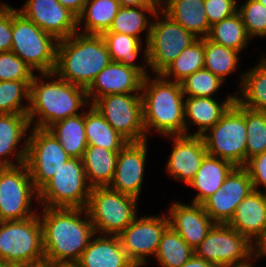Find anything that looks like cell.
I'll list each match as a JSON object with an SVG mask.
<instances>
[{"label":"cell","mask_w":266,"mask_h":267,"mask_svg":"<svg viewBox=\"0 0 266 267\" xmlns=\"http://www.w3.org/2000/svg\"><path fill=\"white\" fill-rule=\"evenodd\" d=\"M238 12L250 38L266 36V7L263 4L257 0H247Z\"/></svg>","instance_id":"42"},{"label":"cell","mask_w":266,"mask_h":267,"mask_svg":"<svg viewBox=\"0 0 266 267\" xmlns=\"http://www.w3.org/2000/svg\"><path fill=\"white\" fill-rule=\"evenodd\" d=\"M158 9V6H120L109 30L105 32L127 34L140 39L139 34L146 30L148 32H146L147 44L151 30V22L148 21V16L145 13L148 12V14L150 13V15L154 16Z\"/></svg>","instance_id":"32"},{"label":"cell","mask_w":266,"mask_h":267,"mask_svg":"<svg viewBox=\"0 0 266 267\" xmlns=\"http://www.w3.org/2000/svg\"><path fill=\"white\" fill-rule=\"evenodd\" d=\"M144 76L136 69L111 61L86 90L89 104L109 94L141 92ZM92 101V102H91Z\"/></svg>","instance_id":"18"},{"label":"cell","mask_w":266,"mask_h":267,"mask_svg":"<svg viewBox=\"0 0 266 267\" xmlns=\"http://www.w3.org/2000/svg\"><path fill=\"white\" fill-rule=\"evenodd\" d=\"M244 168L249 173L254 190L259 191L257 187L260 185L266 189V151L250 158Z\"/></svg>","instance_id":"46"},{"label":"cell","mask_w":266,"mask_h":267,"mask_svg":"<svg viewBox=\"0 0 266 267\" xmlns=\"http://www.w3.org/2000/svg\"><path fill=\"white\" fill-rule=\"evenodd\" d=\"M234 168L235 166L229 161L207 154L188 185L196 189L197 192L199 191L191 202L202 204L221 188L225 178Z\"/></svg>","instance_id":"25"},{"label":"cell","mask_w":266,"mask_h":267,"mask_svg":"<svg viewBox=\"0 0 266 267\" xmlns=\"http://www.w3.org/2000/svg\"><path fill=\"white\" fill-rule=\"evenodd\" d=\"M221 188L231 197H247L254 190L249 173L244 167H235L225 178Z\"/></svg>","instance_id":"44"},{"label":"cell","mask_w":266,"mask_h":267,"mask_svg":"<svg viewBox=\"0 0 266 267\" xmlns=\"http://www.w3.org/2000/svg\"><path fill=\"white\" fill-rule=\"evenodd\" d=\"M85 132L88 145L120 151L128 143L93 105L85 112Z\"/></svg>","instance_id":"31"},{"label":"cell","mask_w":266,"mask_h":267,"mask_svg":"<svg viewBox=\"0 0 266 267\" xmlns=\"http://www.w3.org/2000/svg\"><path fill=\"white\" fill-rule=\"evenodd\" d=\"M156 76L154 80L148 75L144 77L141 88L146 138L151 128H155L161 136L184 135L185 96L182 85L172 79H165L161 74Z\"/></svg>","instance_id":"4"},{"label":"cell","mask_w":266,"mask_h":267,"mask_svg":"<svg viewBox=\"0 0 266 267\" xmlns=\"http://www.w3.org/2000/svg\"><path fill=\"white\" fill-rule=\"evenodd\" d=\"M38 199L26 163L0 167V221L23 220L35 216L32 198Z\"/></svg>","instance_id":"12"},{"label":"cell","mask_w":266,"mask_h":267,"mask_svg":"<svg viewBox=\"0 0 266 267\" xmlns=\"http://www.w3.org/2000/svg\"><path fill=\"white\" fill-rule=\"evenodd\" d=\"M119 151L88 145L82 157L87 182L91 188L109 186L114 178Z\"/></svg>","instance_id":"27"},{"label":"cell","mask_w":266,"mask_h":267,"mask_svg":"<svg viewBox=\"0 0 266 267\" xmlns=\"http://www.w3.org/2000/svg\"><path fill=\"white\" fill-rule=\"evenodd\" d=\"M228 225L259 246L266 238V205L261 190H253L244 198Z\"/></svg>","instance_id":"21"},{"label":"cell","mask_w":266,"mask_h":267,"mask_svg":"<svg viewBox=\"0 0 266 267\" xmlns=\"http://www.w3.org/2000/svg\"><path fill=\"white\" fill-rule=\"evenodd\" d=\"M236 96L229 95L225 101L218 103L213 98L207 97H186L184 100L185 112V129L186 135L202 136L210 128H212L227 112V110L235 103ZM188 118V119H187ZM187 119V120H186ZM190 124L199 126L197 132L189 134L187 128Z\"/></svg>","instance_id":"23"},{"label":"cell","mask_w":266,"mask_h":267,"mask_svg":"<svg viewBox=\"0 0 266 267\" xmlns=\"http://www.w3.org/2000/svg\"><path fill=\"white\" fill-rule=\"evenodd\" d=\"M33 70L14 52H0V81H32Z\"/></svg>","instance_id":"43"},{"label":"cell","mask_w":266,"mask_h":267,"mask_svg":"<svg viewBox=\"0 0 266 267\" xmlns=\"http://www.w3.org/2000/svg\"><path fill=\"white\" fill-rule=\"evenodd\" d=\"M6 6H7V4H5V3H1V4H0V11L3 10Z\"/></svg>","instance_id":"56"},{"label":"cell","mask_w":266,"mask_h":267,"mask_svg":"<svg viewBox=\"0 0 266 267\" xmlns=\"http://www.w3.org/2000/svg\"><path fill=\"white\" fill-rule=\"evenodd\" d=\"M260 60L255 68L241 75L240 97L235 95V101L248 109L266 112V58Z\"/></svg>","instance_id":"29"},{"label":"cell","mask_w":266,"mask_h":267,"mask_svg":"<svg viewBox=\"0 0 266 267\" xmlns=\"http://www.w3.org/2000/svg\"><path fill=\"white\" fill-rule=\"evenodd\" d=\"M12 47V7L0 11V52L11 51Z\"/></svg>","instance_id":"47"},{"label":"cell","mask_w":266,"mask_h":267,"mask_svg":"<svg viewBox=\"0 0 266 267\" xmlns=\"http://www.w3.org/2000/svg\"><path fill=\"white\" fill-rule=\"evenodd\" d=\"M0 262L27 266L45 262L39 215L0 221Z\"/></svg>","instance_id":"6"},{"label":"cell","mask_w":266,"mask_h":267,"mask_svg":"<svg viewBox=\"0 0 266 267\" xmlns=\"http://www.w3.org/2000/svg\"><path fill=\"white\" fill-rule=\"evenodd\" d=\"M206 38L238 52H241L250 40L239 12L211 25Z\"/></svg>","instance_id":"34"},{"label":"cell","mask_w":266,"mask_h":267,"mask_svg":"<svg viewBox=\"0 0 266 267\" xmlns=\"http://www.w3.org/2000/svg\"><path fill=\"white\" fill-rule=\"evenodd\" d=\"M28 267H54V265L44 262V263H41V264L31 265V266H28Z\"/></svg>","instance_id":"54"},{"label":"cell","mask_w":266,"mask_h":267,"mask_svg":"<svg viewBox=\"0 0 266 267\" xmlns=\"http://www.w3.org/2000/svg\"><path fill=\"white\" fill-rule=\"evenodd\" d=\"M58 40L12 7L11 51L33 71L53 73L56 66Z\"/></svg>","instance_id":"5"},{"label":"cell","mask_w":266,"mask_h":267,"mask_svg":"<svg viewBox=\"0 0 266 267\" xmlns=\"http://www.w3.org/2000/svg\"><path fill=\"white\" fill-rule=\"evenodd\" d=\"M52 76L56 79L53 78L50 82L42 79ZM86 103H89L86 89L71 84L54 73L41 74L39 77L34 75L30 84L27 113L30 126L35 122L34 128L48 129L58 121L80 114L77 110L87 106Z\"/></svg>","instance_id":"2"},{"label":"cell","mask_w":266,"mask_h":267,"mask_svg":"<svg viewBox=\"0 0 266 267\" xmlns=\"http://www.w3.org/2000/svg\"><path fill=\"white\" fill-rule=\"evenodd\" d=\"M83 213L86 219L80 218ZM40 215L45 262H77L95 235L86 208L43 207Z\"/></svg>","instance_id":"1"},{"label":"cell","mask_w":266,"mask_h":267,"mask_svg":"<svg viewBox=\"0 0 266 267\" xmlns=\"http://www.w3.org/2000/svg\"><path fill=\"white\" fill-rule=\"evenodd\" d=\"M160 8L154 16L163 20L151 23V30L144 50L145 66L150 67L154 74H161L177 56L197 37L184 29L180 24L168 16L163 10L160 16ZM163 15V16H162Z\"/></svg>","instance_id":"10"},{"label":"cell","mask_w":266,"mask_h":267,"mask_svg":"<svg viewBox=\"0 0 266 267\" xmlns=\"http://www.w3.org/2000/svg\"><path fill=\"white\" fill-rule=\"evenodd\" d=\"M128 142L146 140L142 98L139 94H109L92 104Z\"/></svg>","instance_id":"14"},{"label":"cell","mask_w":266,"mask_h":267,"mask_svg":"<svg viewBox=\"0 0 266 267\" xmlns=\"http://www.w3.org/2000/svg\"><path fill=\"white\" fill-rule=\"evenodd\" d=\"M236 0H204L208 22L213 25L238 12Z\"/></svg>","instance_id":"45"},{"label":"cell","mask_w":266,"mask_h":267,"mask_svg":"<svg viewBox=\"0 0 266 267\" xmlns=\"http://www.w3.org/2000/svg\"><path fill=\"white\" fill-rule=\"evenodd\" d=\"M0 267H28L27 265H23L21 263H5L0 262Z\"/></svg>","instance_id":"52"},{"label":"cell","mask_w":266,"mask_h":267,"mask_svg":"<svg viewBox=\"0 0 266 267\" xmlns=\"http://www.w3.org/2000/svg\"><path fill=\"white\" fill-rule=\"evenodd\" d=\"M18 11L58 41L78 32L77 17L58 0H27Z\"/></svg>","instance_id":"16"},{"label":"cell","mask_w":266,"mask_h":267,"mask_svg":"<svg viewBox=\"0 0 266 267\" xmlns=\"http://www.w3.org/2000/svg\"><path fill=\"white\" fill-rule=\"evenodd\" d=\"M266 7V0H257Z\"/></svg>","instance_id":"57"},{"label":"cell","mask_w":266,"mask_h":267,"mask_svg":"<svg viewBox=\"0 0 266 267\" xmlns=\"http://www.w3.org/2000/svg\"><path fill=\"white\" fill-rule=\"evenodd\" d=\"M48 130L53 133L65 152L71 158L82 159L88 146L85 132V112L67 117L51 125Z\"/></svg>","instance_id":"28"},{"label":"cell","mask_w":266,"mask_h":267,"mask_svg":"<svg viewBox=\"0 0 266 267\" xmlns=\"http://www.w3.org/2000/svg\"><path fill=\"white\" fill-rule=\"evenodd\" d=\"M166 137L174 140L166 171L189 185L208 154L203 137L186 134Z\"/></svg>","instance_id":"19"},{"label":"cell","mask_w":266,"mask_h":267,"mask_svg":"<svg viewBox=\"0 0 266 267\" xmlns=\"http://www.w3.org/2000/svg\"><path fill=\"white\" fill-rule=\"evenodd\" d=\"M169 216V225L194 250L215 224L202 204L198 203H174L170 207Z\"/></svg>","instance_id":"20"},{"label":"cell","mask_w":266,"mask_h":267,"mask_svg":"<svg viewBox=\"0 0 266 267\" xmlns=\"http://www.w3.org/2000/svg\"><path fill=\"white\" fill-rule=\"evenodd\" d=\"M70 158L48 129L34 128L27 137L26 165L39 191Z\"/></svg>","instance_id":"13"},{"label":"cell","mask_w":266,"mask_h":267,"mask_svg":"<svg viewBox=\"0 0 266 267\" xmlns=\"http://www.w3.org/2000/svg\"><path fill=\"white\" fill-rule=\"evenodd\" d=\"M146 143L147 140L128 142L118 152L111 189L139 198L148 149Z\"/></svg>","instance_id":"17"},{"label":"cell","mask_w":266,"mask_h":267,"mask_svg":"<svg viewBox=\"0 0 266 267\" xmlns=\"http://www.w3.org/2000/svg\"><path fill=\"white\" fill-rule=\"evenodd\" d=\"M120 4L118 0H87L83 11L77 17V28L85 19L82 34L101 35L108 31L117 15Z\"/></svg>","instance_id":"30"},{"label":"cell","mask_w":266,"mask_h":267,"mask_svg":"<svg viewBox=\"0 0 266 267\" xmlns=\"http://www.w3.org/2000/svg\"><path fill=\"white\" fill-rule=\"evenodd\" d=\"M194 254L218 267H248L257 247L228 224L215 223Z\"/></svg>","instance_id":"8"},{"label":"cell","mask_w":266,"mask_h":267,"mask_svg":"<svg viewBox=\"0 0 266 267\" xmlns=\"http://www.w3.org/2000/svg\"><path fill=\"white\" fill-rule=\"evenodd\" d=\"M137 200L109 186L91 188L86 210L95 234L118 236L137 217Z\"/></svg>","instance_id":"7"},{"label":"cell","mask_w":266,"mask_h":267,"mask_svg":"<svg viewBox=\"0 0 266 267\" xmlns=\"http://www.w3.org/2000/svg\"><path fill=\"white\" fill-rule=\"evenodd\" d=\"M181 267H218L212 263L205 261L204 259L197 257L195 254L185 262Z\"/></svg>","instance_id":"49"},{"label":"cell","mask_w":266,"mask_h":267,"mask_svg":"<svg viewBox=\"0 0 266 267\" xmlns=\"http://www.w3.org/2000/svg\"><path fill=\"white\" fill-rule=\"evenodd\" d=\"M91 237L77 263L82 267H136L128 258L117 235Z\"/></svg>","instance_id":"22"},{"label":"cell","mask_w":266,"mask_h":267,"mask_svg":"<svg viewBox=\"0 0 266 267\" xmlns=\"http://www.w3.org/2000/svg\"><path fill=\"white\" fill-rule=\"evenodd\" d=\"M246 162L266 151V112L245 107Z\"/></svg>","instance_id":"39"},{"label":"cell","mask_w":266,"mask_h":267,"mask_svg":"<svg viewBox=\"0 0 266 267\" xmlns=\"http://www.w3.org/2000/svg\"><path fill=\"white\" fill-rule=\"evenodd\" d=\"M101 36L107 46L111 61L132 67L144 77L148 75L146 68L133 62L141 52V39L115 32H104Z\"/></svg>","instance_id":"33"},{"label":"cell","mask_w":266,"mask_h":267,"mask_svg":"<svg viewBox=\"0 0 266 267\" xmlns=\"http://www.w3.org/2000/svg\"><path fill=\"white\" fill-rule=\"evenodd\" d=\"M120 6L135 7V6H157L150 0H118Z\"/></svg>","instance_id":"50"},{"label":"cell","mask_w":266,"mask_h":267,"mask_svg":"<svg viewBox=\"0 0 266 267\" xmlns=\"http://www.w3.org/2000/svg\"><path fill=\"white\" fill-rule=\"evenodd\" d=\"M28 129H30V123L27 115L0 114V167L16 166L26 162L27 138L20 151L17 152L15 149ZM12 154H16L17 164L9 160L8 155L11 156Z\"/></svg>","instance_id":"24"},{"label":"cell","mask_w":266,"mask_h":267,"mask_svg":"<svg viewBox=\"0 0 266 267\" xmlns=\"http://www.w3.org/2000/svg\"><path fill=\"white\" fill-rule=\"evenodd\" d=\"M204 69V38H197L186 47L177 58L161 73V75L174 82L181 83L189 75Z\"/></svg>","instance_id":"35"},{"label":"cell","mask_w":266,"mask_h":267,"mask_svg":"<svg viewBox=\"0 0 266 267\" xmlns=\"http://www.w3.org/2000/svg\"><path fill=\"white\" fill-rule=\"evenodd\" d=\"M32 81H0V114H25L29 104L22 105V99L29 103L30 84Z\"/></svg>","instance_id":"38"},{"label":"cell","mask_w":266,"mask_h":267,"mask_svg":"<svg viewBox=\"0 0 266 267\" xmlns=\"http://www.w3.org/2000/svg\"><path fill=\"white\" fill-rule=\"evenodd\" d=\"M245 197H231L222 188L208 197L202 206L215 223L228 224L233 218L237 206Z\"/></svg>","instance_id":"40"},{"label":"cell","mask_w":266,"mask_h":267,"mask_svg":"<svg viewBox=\"0 0 266 267\" xmlns=\"http://www.w3.org/2000/svg\"><path fill=\"white\" fill-rule=\"evenodd\" d=\"M239 53L234 49L204 38V69L209 70L224 81L225 77L237 68Z\"/></svg>","instance_id":"37"},{"label":"cell","mask_w":266,"mask_h":267,"mask_svg":"<svg viewBox=\"0 0 266 267\" xmlns=\"http://www.w3.org/2000/svg\"><path fill=\"white\" fill-rule=\"evenodd\" d=\"M262 195H263V198H264V201H265V205H266V192L262 191Z\"/></svg>","instance_id":"58"},{"label":"cell","mask_w":266,"mask_h":267,"mask_svg":"<svg viewBox=\"0 0 266 267\" xmlns=\"http://www.w3.org/2000/svg\"><path fill=\"white\" fill-rule=\"evenodd\" d=\"M207 132L202 137L209 155L227 160L235 167L245 166L247 137L245 107L235 101Z\"/></svg>","instance_id":"11"},{"label":"cell","mask_w":266,"mask_h":267,"mask_svg":"<svg viewBox=\"0 0 266 267\" xmlns=\"http://www.w3.org/2000/svg\"><path fill=\"white\" fill-rule=\"evenodd\" d=\"M169 226V219L164 216H145L135 218L118 236L130 261L141 267L149 255H156L161 237Z\"/></svg>","instance_id":"15"},{"label":"cell","mask_w":266,"mask_h":267,"mask_svg":"<svg viewBox=\"0 0 266 267\" xmlns=\"http://www.w3.org/2000/svg\"><path fill=\"white\" fill-rule=\"evenodd\" d=\"M110 62V55L101 35L76 32L58 41L53 73L87 90Z\"/></svg>","instance_id":"3"},{"label":"cell","mask_w":266,"mask_h":267,"mask_svg":"<svg viewBox=\"0 0 266 267\" xmlns=\"http://www.w3.org/2000/svg\"><path fill=\"white\" fill-rule=\"evenodd\" d=\"M152 3L156 4L158 7L162 6L167 0H150Z\"/></svg>","instance_id":"55"},{"label":"cell","mask_w":266,"mask_h":267,"mask_svg":"<svg viewBox=\"0 0 266 267\" xmlns=\"http://www.w3.org/2000/svg\"><path fill=\"white\" fill-rule=\"evenodd\" d=\"M160 8L195 37L206 38L209 34L211 25L206 16L204 0H167Z\"/></svg>","instance_id":"26"},{"label":"cell","mask_w":266,"mask_h":267,"mask_svg":"<svg viewBox=\"0 0 266 267\" xmlns=\"http://www.w3.org/2000/svg\"><path fill=\"white\" fill-rule=\"evenodd\" d=\"M266 256V238L257 247V258Z\"/></svg>","instance_id":"51"},{"label":"cell","mask_w":266,"mask_h":267,"mask_svg":"<svg viewBox=\"0 0 266 267\" xmlns=\"http://www.w3.org/2000/svg\"><path fill=\"white\" fill-rule=\"evenodd\" d=\"M224 81L206 69L189 75L181 82L184 96L212 98Z\"/></svg>","instance_id":"41"},{"label":"cell","mask_w":266,"mask_h":267,"mask_svg":"<svg viewBox=\"0 0 266 267\" xmlns=\"http://www.w3.org/2000/svg\"><path fill=\"white\" fill-rule=\"evenodd\" d=\"M62 6L68 9L76 17L83 11L84 5L87 0H58Z\"/></svg>","instance_id":"48"},{"label":"cell","mask_w":266,"mask_h":267,"mask_svg":"<svg viewBox=\"0 0 266 267\" xmlns=\"http://www.w3.org/2000/svg\"><path fill=\"white\" fill-rule=\"evenodd\" d=\"M54 267H82L77 262L72 263H59L54 265Z\"/></svg>","instance_id":"53"},{"label":"cell","mask_w":266,"mask_h":267,"mask_svg":"<svg viewBox=\"0 0 266 267\" xmlns=\"http://www.w3.org/2000/svg\"><path fill=\"white\" fill-rule=\"evenodd\" d=\"M193 254L194 249L169 225L162 234L155 257L161 267H181Z\"/></svg>","instance_id":"36"},{"label":"cell","mask_w":266,"mask_h":267,"mask_svg":"<svg viewBox=\"0 0 266 267\" xmlns=\"http://www.w3.org/2000/svg\"><path fill=\"white\" fill-rule=\"evenodd\" d=\"M82 159L69 158L38 191V201L50 208H86L90 196Z\"/></svg>","instance_id":"9"}]
</instances>
